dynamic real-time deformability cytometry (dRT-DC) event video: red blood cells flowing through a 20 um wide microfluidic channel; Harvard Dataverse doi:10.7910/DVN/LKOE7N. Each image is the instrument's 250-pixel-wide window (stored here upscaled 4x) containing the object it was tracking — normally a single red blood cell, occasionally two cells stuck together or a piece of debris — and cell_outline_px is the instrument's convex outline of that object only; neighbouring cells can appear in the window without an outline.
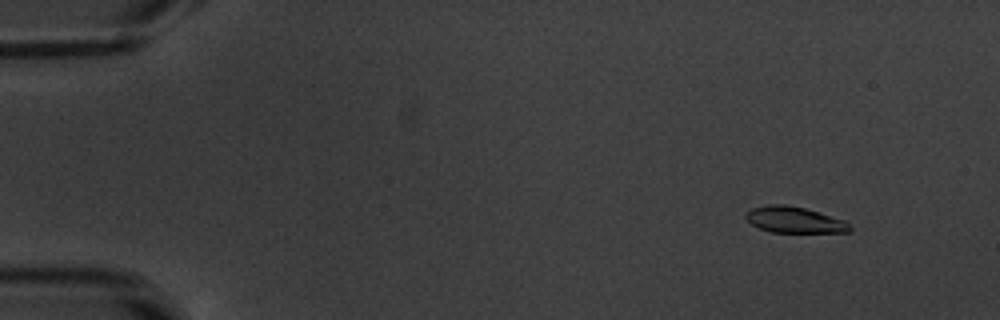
{"species": "common noctule bat (a hibernating species)", "species_latin": "Nyctalus noctula", "temperature_condition": "warm", "stored_images_in_passage": 54, "camera_frame_rate_fps": 3000, "um_per_image_px": 0.085, "animal": {"sex": "male", "body_mass_g": 20.1, "forearm_length_mm": 53.5}, "frame": {"image": 1, "passage_image": 6, "time_ms": 1.667, "image_size_px": [1000, 320], "cell_outline_px": [[852, 232], [772, 232], [760, 228], [752, 224], [744, 216], [744, 212], [752, 208], [772, 204], [784, 204], [804, 208], [844, 220], [852, 228]], "centroid_in_image_um": [67.5, 18.68], "position_along_channel_um": 17.5, "area_um2": 15.66}}
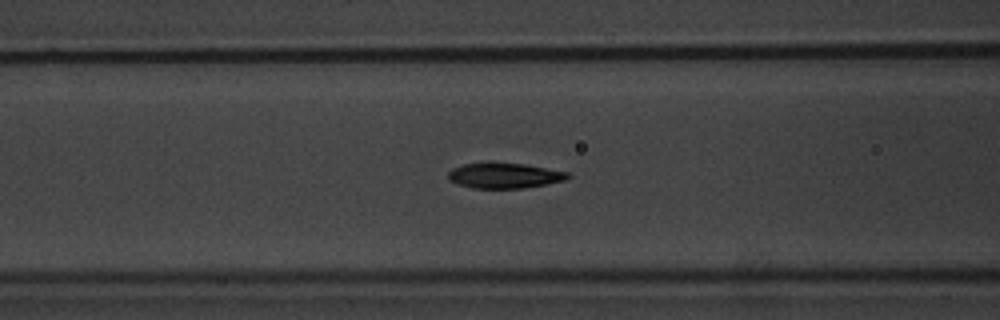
{"frame": {"image": 2, "passage_image": 23, "time_ms": 7.333, "image_size_px": [1000, 320], "cell_outline_px": [[572, 176], [568, 180], [524, 188], [472, 188], [448, 180], [448, 172], [452, 168], [464, 164], [484, 160], [488, 160], [524, 164], [568, 172]], "centroid_in_image_um": [42.86, 14.89], "position_along_channel_um": 123.7, "area_um2": 18.26}}
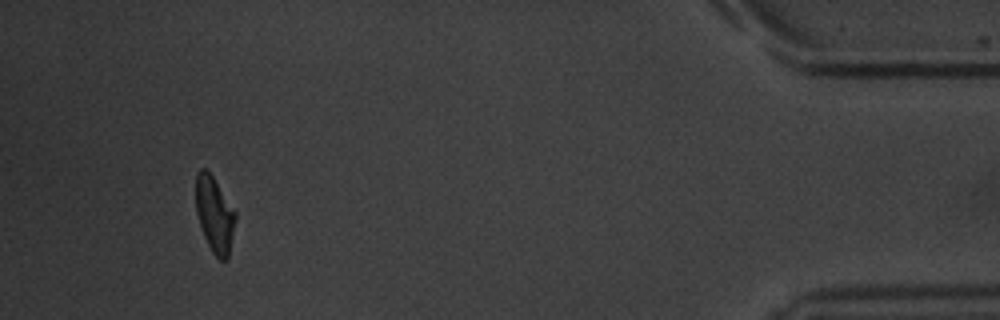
{"frame": {"image": 3, "passage_image": 51, "time_ms": 16.667, "image_size_px": [1000, 320], "cell_outline_px": [[236, 220], [228, 260], [220, 260], [212, 252], [204, 236], [196, 212], [196, 172], [200, 168], [204, 168], [212, 176], [236, 212]], "centroid_in_image_um": [18.25, 18.25], "position_along_channel_um": 417.0, "area_um2": 17.4}, "authors_computed_cell_mechanics": {"area_um2": 17.7735, "velocity_mm_per_s": 3.8327, "shape_relaxation_time_tau1_ms": 2.526, "shape_relaxation_time_tau2_ms": 1.6794, "deformation_change_tau1": 0.1366, "deformation_change_tau2": 0.0667}}